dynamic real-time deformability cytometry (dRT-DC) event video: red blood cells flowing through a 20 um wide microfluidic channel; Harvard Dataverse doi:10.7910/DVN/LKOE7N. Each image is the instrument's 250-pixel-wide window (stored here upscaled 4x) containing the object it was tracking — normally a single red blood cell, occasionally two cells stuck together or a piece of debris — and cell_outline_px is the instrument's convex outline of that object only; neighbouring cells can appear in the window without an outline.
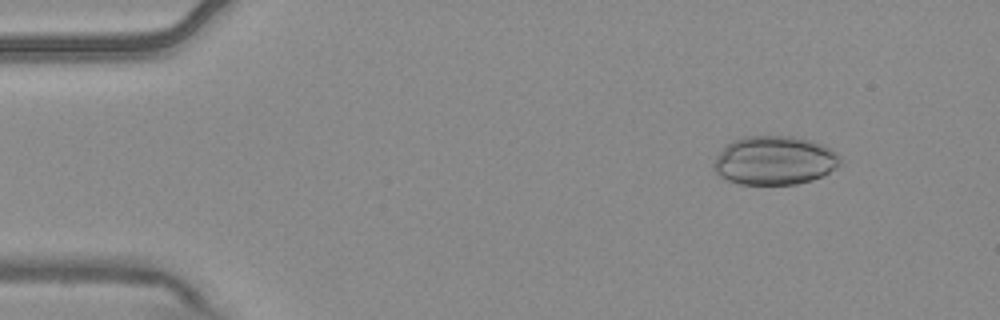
{"species": "common noctule bat (a hibernating species)", "species_latin": "Nyctalus noctula", "temperature_condition": "warm", "stored_images_in_passage": 5, "camera_frame_rate_fps": 3000, "um_per_image_px": 0.085, "animal": {"sex": "male", "body_mass_g": 20.4}, "frame": {"image": 1, "passage_image": 1, "time_ms": 0.0, "image_size_px": [1000, 320], "cell_outline_px": [[840, 164], [836, 168], [812, 180], [796, 184], [740, 184], [728, 180], [720, 176], [712, 168], [712, 164], [716, 156], [732, 140], [744, 136], [792, 136], [808, 140], [820, 144], [836, 152], [840, 156]], "centroid_in_image_um": [65.8, 13.64], "position_along_channel_um": 19.2, "area_um2": 35.78}}
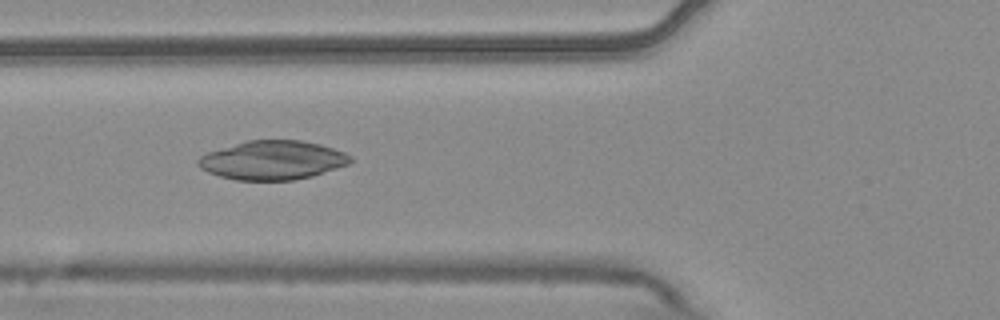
{"frame": {"image": 2, "passage_image": 5, "time_ms": 1.333, "image_size_px": [1000, 320], "cell_outline_px": [[352, 160], [348, 164], [312, 176], [292, 180], [236, 180], [220, 176], [208, 172], [200, 168], [196, 164], [196, 160], [200, 156], [208, 152], [248, 140], [300, 140], [320, 144], [344, 152], [352, 156]], "centroid_in_image_um": [23.15, 13.61], "position_along_channel_um": 102.6, "area_um2": 34.39}}